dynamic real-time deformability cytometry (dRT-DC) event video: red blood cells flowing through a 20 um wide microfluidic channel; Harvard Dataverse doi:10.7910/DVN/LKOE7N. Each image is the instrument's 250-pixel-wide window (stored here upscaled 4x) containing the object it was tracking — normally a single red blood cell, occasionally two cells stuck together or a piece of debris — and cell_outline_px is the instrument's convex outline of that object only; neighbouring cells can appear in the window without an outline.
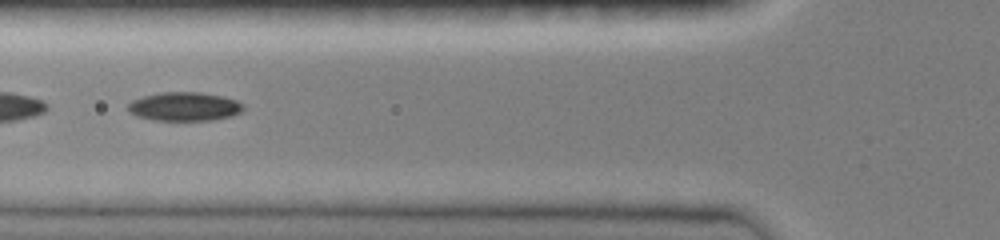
{"species": "common noctule bat (a hibernating species)", "species_latin": "Nyctalus noctula", "temperature_condition": "room temperature", "stored_images_in_passage": 14, "camera_frame_rate_fps": 3000, "um_per_image_px": 0.085, "animal": {"sex": "female", "body_mass_g": 19.0, "forearm_length_mm": 51.5}, "frame": {"image": 1, "passage_image": 5, "time_ms": 1.333, "image_size_px": [1000, 240], "cell_outline_px": [[244, 108], [240, 112], [232, 116], [212, 120], [152, 120], [136, 116], [128, 112], [128, 104], [132, 100], [144, 96], [160, 92], [200, 92], [224, 96], [236, 100], [244, 104]], "centroid_in_image_um": [15.68, 9.05], "position_along_channel_um": 110.1, "area_um2": 19.48}}
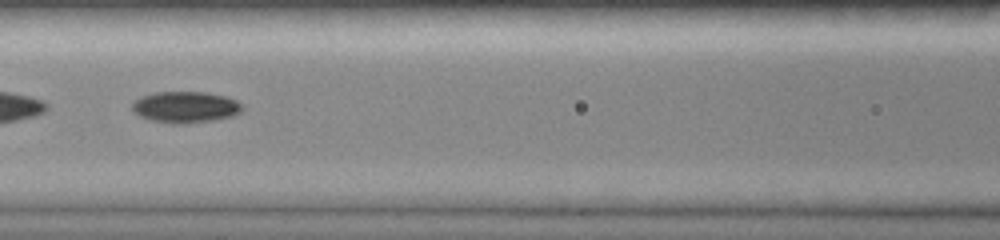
{"frame": {"image": 2, "passage_image": 8, "time_ms": 2.333, "image_size_px": [1000, 240], "cell_outline_px": [[244, 108], [240, 112], [232, 116], [212, 120], [188, 124], [172, 124], [152, 120], [140, 116], [132, 112], [132, 104], [140, 96], [152, 92], [208, 92], [224, 96], [236, 100], [244, 104]], "centroid_in_image_um": [15.76, 9.1], "position_along_channel_um": 150.8, "area_um2": 20.35}}